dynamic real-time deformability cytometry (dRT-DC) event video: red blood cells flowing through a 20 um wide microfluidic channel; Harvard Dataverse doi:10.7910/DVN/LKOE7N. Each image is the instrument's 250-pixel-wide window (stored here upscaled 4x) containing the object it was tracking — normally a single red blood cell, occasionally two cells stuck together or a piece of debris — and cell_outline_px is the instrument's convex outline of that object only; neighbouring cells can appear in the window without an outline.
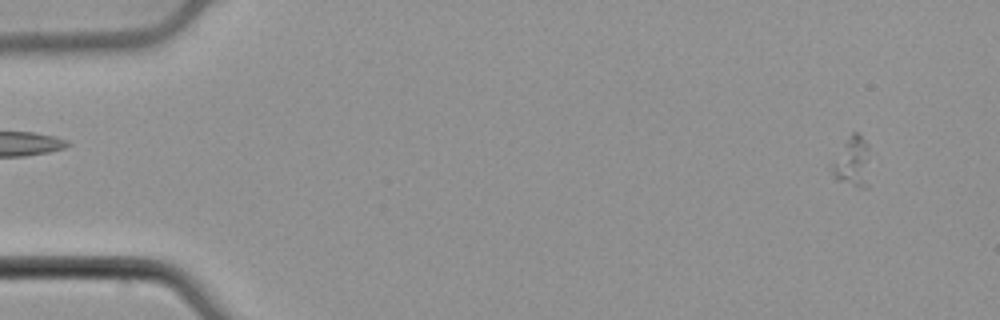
{"species": "common noctule bat (a hibernating species)", "species_latin": "Nyctalus noctula", "temperature_condition": "cold", "stored_images_in_passage": 57, "camera_frame_rate_fps": 3000, "um_per_image_px": 0.085, "animal": {"sex": "male", "body_mass_g": 21.5, "forearm_length_mm": 52.0}, "frame": {"image": 1, "passage_image": 5, "time_ms": 1.333, "image_size_px": [1000, 320], "cell_outline_px": [[868, 188], [860, 188], [840, 180], [832, 176], [832, 168], [844, 144], [852, 132], [860, 132], [868, 144]], "centroid_in_image_um": [72.51, 13.76], "position_along_channel_um": 12.5, "area_um2": 10.64}}
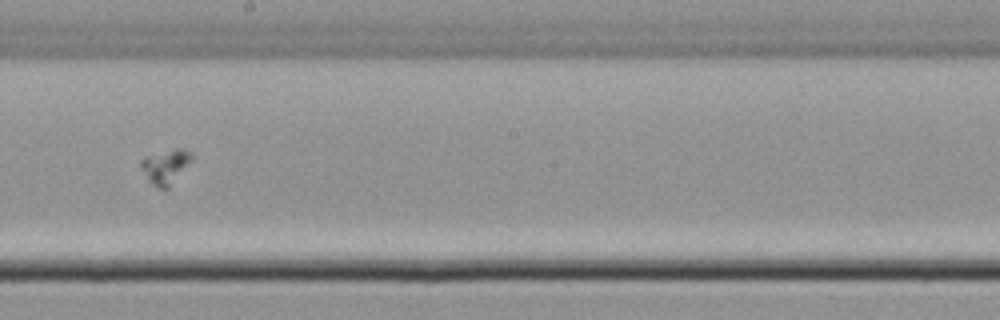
{"frame": {"image": 2, "passage_image": 33, "time_ms": 10.667, "image_size_px": [1000, 320], "cell_outline_px": [[192, 160], [168, 188], [160, 188], [152, 184], [148, 180], [140, 168], [140, 160], [144, 156], [176, 148], [180, 148], [192, 152]], "centroid_in_image_um": [14.05, 14.13], "position_along_channel_um": 234.2, "area_um2": 10.12}}
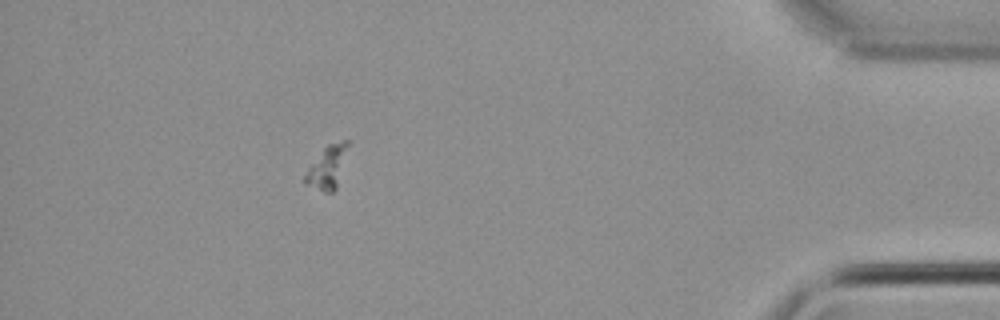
{"frame": {"image": 3, "passage_image": 51, "time_ms": 16.667, "image_size_px": [1000, 320], "cell_outline_px": [[348, 144], [336, 188], [332, 192], [324, 192], [304, 184], [304, 176], [308, 168], [324, 148], [328, 144], [344, 140], [348, 140]], "centroid_in_image_um": [27.79, 14.24], "position_along_channel_um": 407.4, "area_um2": 10.23}}